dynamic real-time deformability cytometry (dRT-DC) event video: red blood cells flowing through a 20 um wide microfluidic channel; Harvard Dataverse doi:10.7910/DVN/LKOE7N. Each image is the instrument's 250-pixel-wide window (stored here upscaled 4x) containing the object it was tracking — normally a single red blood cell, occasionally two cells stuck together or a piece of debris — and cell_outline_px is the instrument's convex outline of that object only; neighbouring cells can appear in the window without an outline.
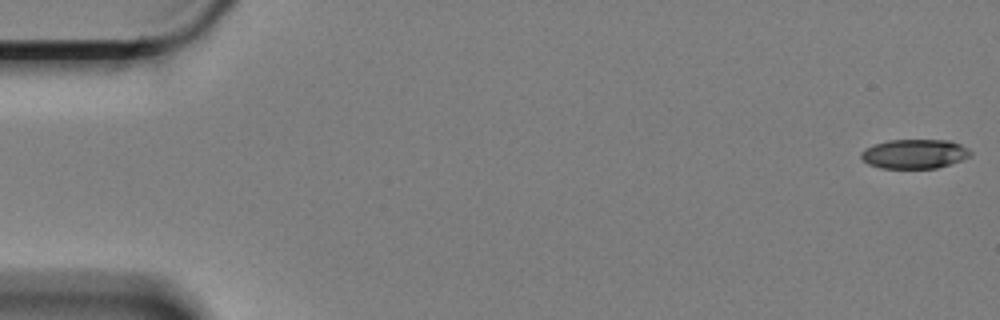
{"species": "Egyptian fruit bat (a non-hibernating species)", "species_latin": "Rousettus aegyptiacus", "temperature_condition": "cold", "stored_images_in_passage": 17, "camera_frame_rate_fps": 3000, "um_per_image_px": 0.085, "animal": {"sex": "female"}, "frame": {"image": 1, "passage_image": 1, "time_ms": 0.0, "image_size_px": [1000, 320], "cell_outline_px": [[972, 156], [936, 168], [880, 168], [868, 164], [860, 156], [860, 152], [864, 148], [872, 144], [888, 140], [952, 140], [968, 148], [972, 152]], "centroid_in_image_um": [77.71, 13.07], "position_along_channel_um": 7.3, "area_um2": 18.84}}
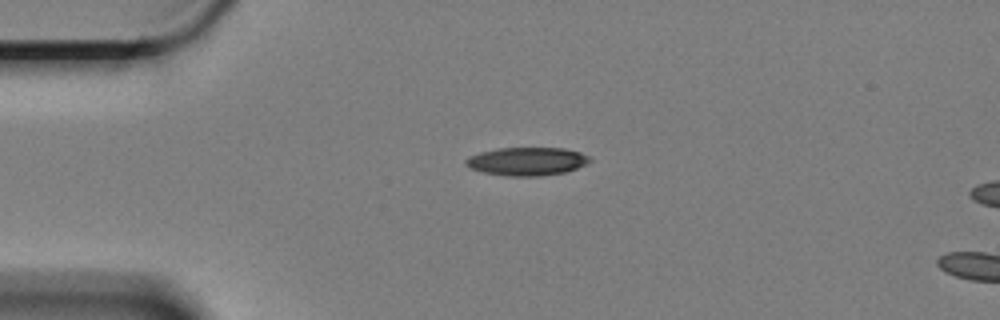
{"frame": {"image": 2, "passage_image": 14, "time_ms": 4.333, "image_size_px": [1000, 320], "cell_outline_px": [[592, 160], [576, 168], [564, 172], [540, 176], [504, 176], [484, 172], [468, 168], [464, 164], [464, 160], [480, 152], [500, 148], [564, 148], [580, 152], [588, 156]], "centroid_in_image_um": [44.76, 13.72], "position_along_channel_um": 40.2, "area_um2": 20.29}}